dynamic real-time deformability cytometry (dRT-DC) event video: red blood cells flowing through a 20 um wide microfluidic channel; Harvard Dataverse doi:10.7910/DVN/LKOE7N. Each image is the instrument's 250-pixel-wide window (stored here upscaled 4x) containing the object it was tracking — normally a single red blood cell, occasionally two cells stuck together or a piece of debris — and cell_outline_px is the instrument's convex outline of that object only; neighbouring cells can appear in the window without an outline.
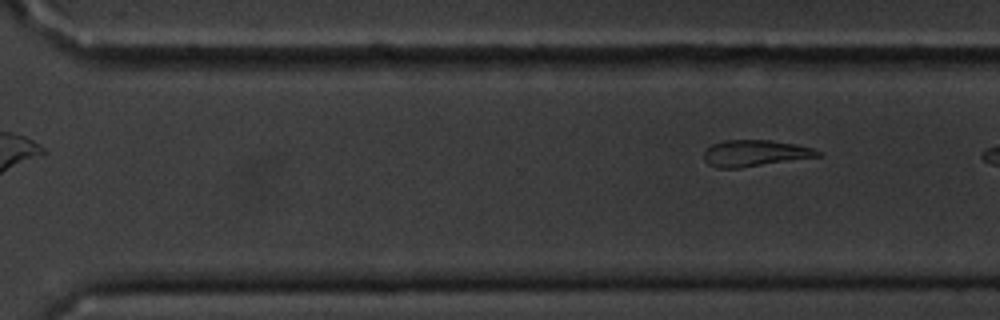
{"species": "common noctule bat (a hibernating species)", "species_latin": "Nyctalus noctula", "temperature_condition": "cold", "stored_images_in_passage": 11, "segment_of_instrument_passage": [2, 2], "camera_frame_rate_fps": 3000, "um_per_image_px": 0.085, "animal": {"sex": "male", "body_mass_g": 20.1, "forearm_length_mm": 53.5}, "frame": {"image": 1, "passage_image": 11, "time_ms": 12.0, "image_size_px": [1000, 320], "cell_outline_px": [[824, 156], [740, 168], [716, 168], [708, 164], [704, 160], [704, 152], [712, 144], [724, 140], [768, 140], [796, 144], [812, 148], [820, 152]], "centroid_in_image_um": [64.18, 13.03], "position_along_channel_um": 306.4, "area_um2": 17.63}}